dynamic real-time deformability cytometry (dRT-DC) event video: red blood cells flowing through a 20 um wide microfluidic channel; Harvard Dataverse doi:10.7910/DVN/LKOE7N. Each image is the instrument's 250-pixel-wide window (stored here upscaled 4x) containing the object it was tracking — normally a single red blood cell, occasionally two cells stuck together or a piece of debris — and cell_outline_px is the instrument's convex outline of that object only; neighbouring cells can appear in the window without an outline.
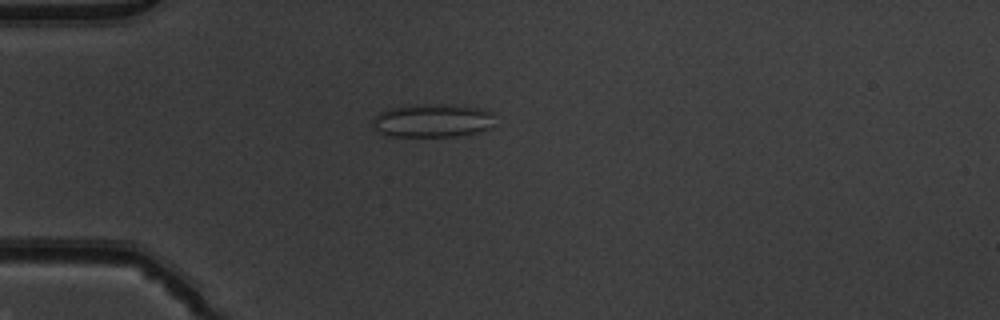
{"species": "common noctule bat (a hibernating species)", "species_latin": "Nyctalus noctula", "temperature_condition": "warm", "stored_images_in_passage": 52, "camera_frame_rate_fps": 3000, "um_per_image_px": 0.085, "animal": {"sex": "male", "body_mass_g": 19.5, "forearm_length_mm": 54.6}, "frame": {"image": 1, "passage_image": 15, "time_ms": 4.667, "image_size_px": [1000, 320], "cell_outline_px": [[492, 128], [476, 132], [452, 136], [392, 136], [380, 132], [372, 124], [372, 120], [380, 112], [388, 108], [428, 104], [452, 104], [480, 108], [492, 112]], "centroid_in_image_um": [36.77, 10.24], "position_along_channel_um": 48.2, "area_um2": 23.52}}
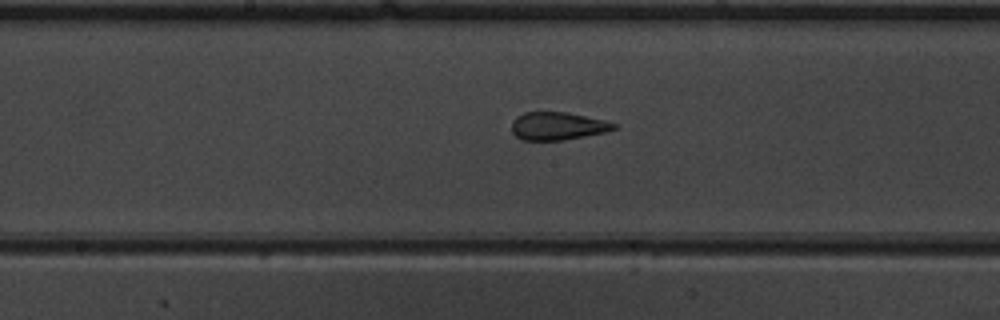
{"frame": {"image": 2, "passage_image": 28, "time_ms": 9.0, "image_size_px": [1000, 320], "cell_outline_px": [[616, 128], [604, 132], [564, 140], [520, 140], [512, 132], [512, 120], [516, 116], [524, 112], [568, 112], [604, 120], [616, 124]], "centroid_in_image_um": [47.35, 10.71], "position_along_channel_um": 200.8, "area_um2": 16.59}}
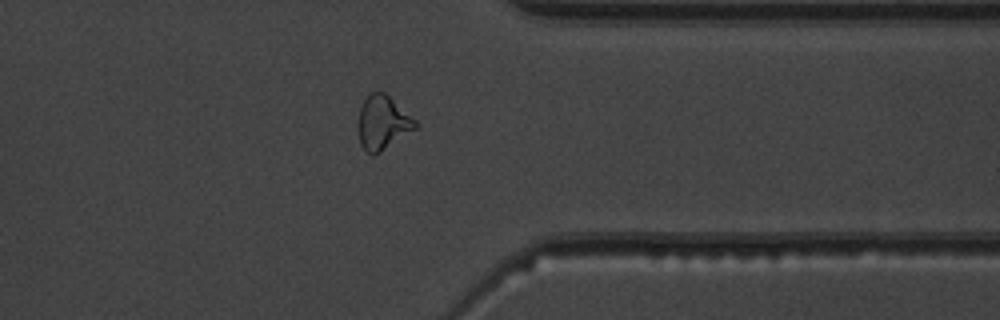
{"frame": {"image": 3, "passage_image": 42, "time_ms": 13.667, "image_size_px": [1000, 320], "cell_outline_px": [[420, 124], [416, 128], [380, 152], [372, 156], [360, 144], [360, 108], [364, 100], [372, 92], [384, 92], [416, 120]], "centroid_in_image_um": [32.56, 10.43], "position_along_channel_um": 378.8, "area_um2": 17.4}, "authors_computed_cell_mechanics": {"area_um2": 18.4382, "velocity_mm_per_s": 3.9199, "shape_relaxation_time_tau1_ms": 6.3885, "shape_relaxation_time_tau2_ms": 0.7823, "deformation_change_tau1": 0.1702, "deformation_change_tau2": 0.1046}}